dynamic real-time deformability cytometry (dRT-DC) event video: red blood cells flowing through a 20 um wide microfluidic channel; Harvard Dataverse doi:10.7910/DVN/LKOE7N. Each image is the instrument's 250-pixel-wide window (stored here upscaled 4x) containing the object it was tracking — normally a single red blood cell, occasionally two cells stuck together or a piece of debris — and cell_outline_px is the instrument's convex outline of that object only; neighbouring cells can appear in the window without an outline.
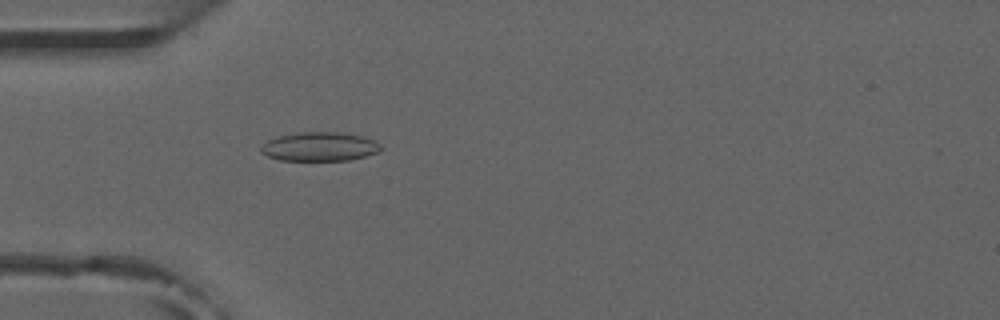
{"species": "common noctule bat (a hibernating species)", "species_latin": "Nyctalus noctula", "temperature_condition": "room temperature", "stored_images_in_passage": 53, "camera_frame_rate_fps": 3000, "um_per_image_px": 0.085, "animal": {"sex": "male", "forearm_length_mm": 52.5}, "frame": {"image": 1, "passage_image": 16, "time_ms": 5.0, "image_size_px": [1000, 320], "cell_outline_px": [[380, 152], [348, 160], [280, 160], [268, 156], [260, 152], [260, 148], [268, 140], [280, 136], [300, 132], [340, 132], [360, 136], [372, 140], [380, 144]], "centroid_in_image_um": [27.15, 12.46], "position_along_channel_um": 57.8, "area_um2": 19.94}}
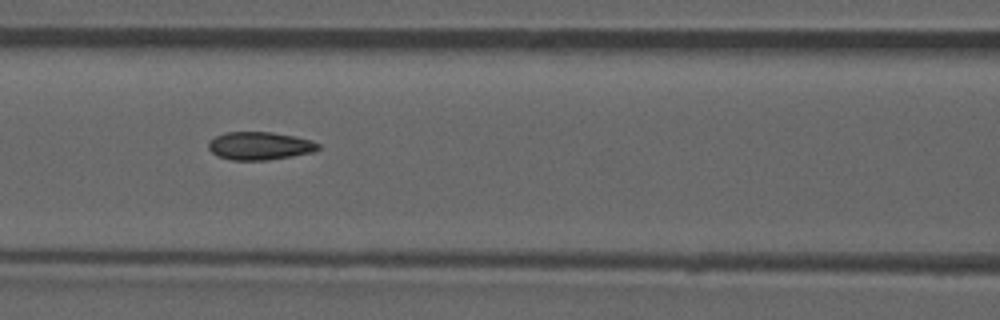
{"frame": {"image": 2, "passage_image": 23, "time_ms": 7.333, "image_size_px": [1000, 320], "cell_outline_px": [[320, 148], [312, 152], [292, 156], [268, 160], [232, 160], [216, 156], [208, 148], [208, 140], [224, 132], [272, 132], [296, 136], [312, 140], [320, 144]], "centroid_in_image_um": [22.06, 12.39], "position_along_channel_um": 144.5, "area_um2": 18.09}, "authors_computed_cell_mechanics": {"area_um2": 18.0336, "velocity_mm_per_s": 3.8626, "shape_relaxation_time_tau1_ms": null, "shape_relaxation_time_tau2_ms": 1.5644, "deformation_change_tau1": null, "deformation_change_tau2": 0.0618}}